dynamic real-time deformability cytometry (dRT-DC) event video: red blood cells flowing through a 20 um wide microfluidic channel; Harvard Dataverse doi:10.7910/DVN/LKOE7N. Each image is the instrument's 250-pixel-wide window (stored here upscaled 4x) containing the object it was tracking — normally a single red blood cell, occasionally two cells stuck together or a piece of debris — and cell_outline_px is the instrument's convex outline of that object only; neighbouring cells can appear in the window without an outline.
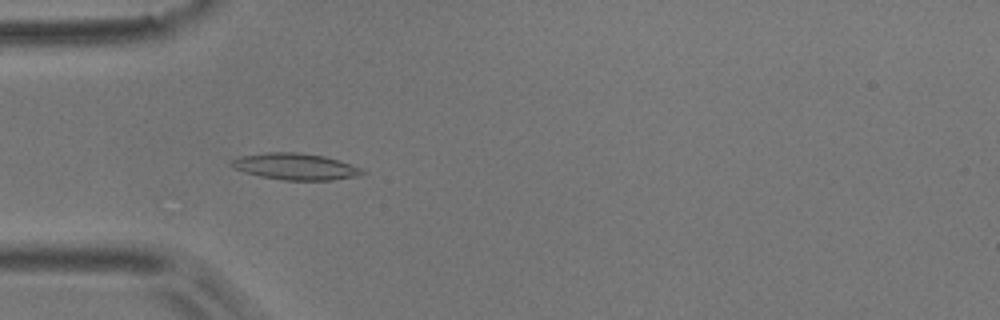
{"species": "common noctule bat (a hibernating species)", "species_latin": "Nyctalus noctula", "temperature_condition": "room temperature", "stored_images_in_passage": 45, "camera_frame_rate_fps": 3000, "um_per_image_px": 0.085, "animal": {"sex": "male", "body_mass_g": 17.9}, "frame": {"image": 1, "passage_image": 7, "time_ms": 2.0, "image_size_px": [1000, 320], "cell_outline_px": [[368, 172], [356, 176], [332, 180], [284, 180], [260, 176], [244, 172], [228, 164], [228, 160], [240, 156], [264, 152], [300, 152], [324, 156], [364, 168]], "centroid_in_image_um": [25.1, 14.15], "position_along_channel_um": 59.9, "area_um2": 20.4}}
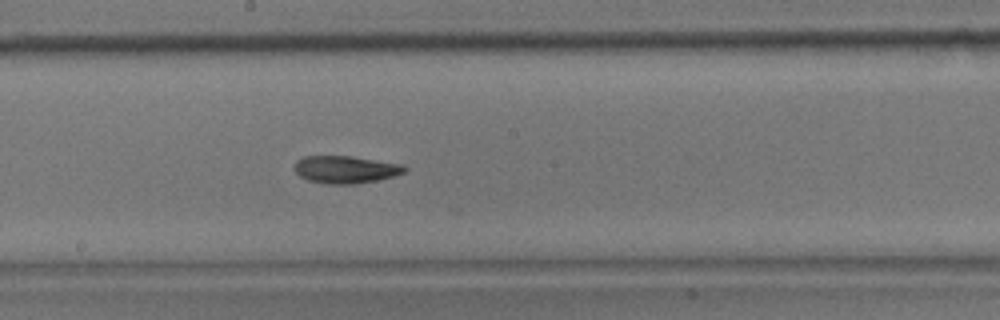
{"frame": {"image": 2, "passage_image": 20, "time_ms": 6.333, "image_size_px": [1000, 320], "cell_outline_px": [[408, 168], [404, 172], [392, 176], [376, 180], [356, 184], [324, 184], [308, 180], [300, 176], [296, 172], [296, 160], [304, 156], [352, 156], [404, 164]], "centroid_in_image_um": [29.39, 14.4], "position_along_channel_um": 218.8, "area_um2": 17.63}}
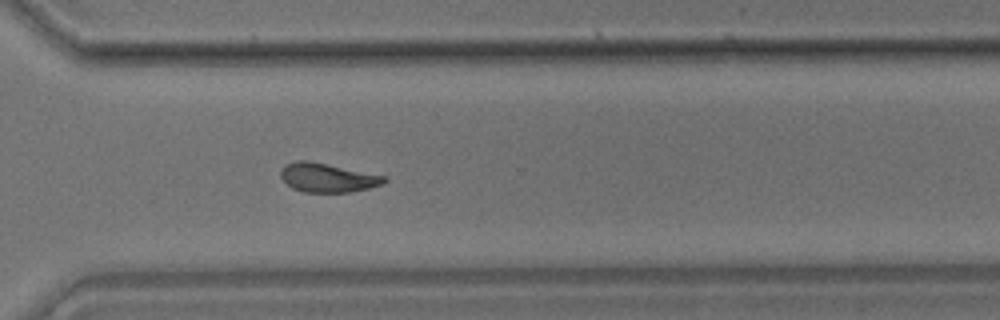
{"frame": {"image": 3, "passage_image": 30, "time_ms": 9.667, "image_size_px": [1000, 320], "cell_outline_px": [[388, 180], [384, 184], [352, 192], [304, 192], [292, 188], [280, 176], [280, 172], [284, 164], [296, 160], [308, 160], [384, 176]], "centroid_in_image_um": [27.82, 15.1], "position_along_channel_um": 342.8, "area_um2": 17.4}, "authors_computed_cell_mechanics": {"area_um2": 17.629, "velocity_mm_per_s": 3.7276, "shape_relaxation_time_tau1_ms": 7.9898, "shape_relaxation_time_tau2_ms": 3.9798, "deformation_change_tau1": 0.1789, "deformation_change_tau2": 0.1069}}